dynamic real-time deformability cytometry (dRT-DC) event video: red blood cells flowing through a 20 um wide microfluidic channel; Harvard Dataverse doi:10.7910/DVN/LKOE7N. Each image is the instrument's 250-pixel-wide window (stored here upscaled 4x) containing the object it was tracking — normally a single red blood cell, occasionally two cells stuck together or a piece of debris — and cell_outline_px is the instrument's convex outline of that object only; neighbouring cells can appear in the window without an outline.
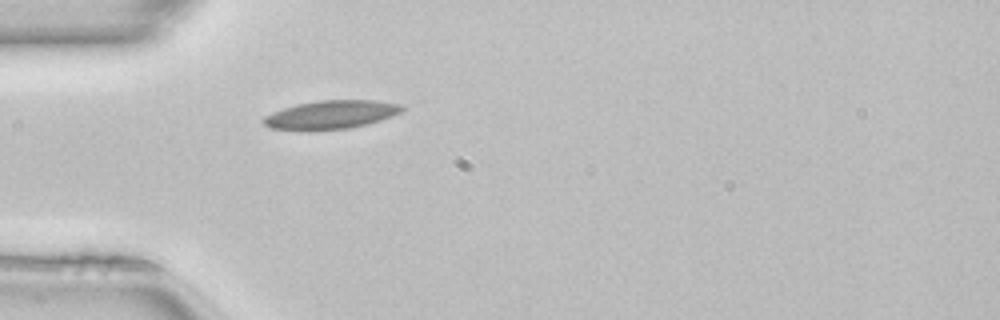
{"species": "common noctule bat (a hibernating species)", "species_latin": "Nyctalus noctula", "temperature_condition": "room temperature", "stored_images_in_passage": 36, "camera_frame_rate_fps": 3000, "um_per_image_px": 0.085, "animal": {"sex": "female", "body_mass_g": 22.7, "forearm_length_mm": 54.2}, "frame": {"image": 1, "passage_image": 1, "time_ms": 0.0, "image_size_px": [1000, 320], "cell_outline_px": [[404, 108], [400, 112], [392, 116], [368, 124], [348, 128], [312, 132], [268, 128], [260, 124], [260, 120], [264, 116], [272, 112], [296, 104], [320, 100], [376, 100], [404, 104]], "centroid_in_image_um": [28.07, 9.77], "position_along_channel_um": 56.9, "area_um2": 23.7}}
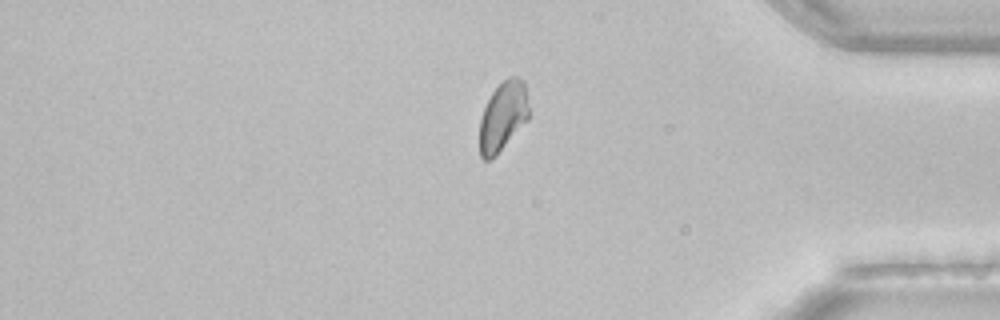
{"frame": {"image": 2, "passage_image": 28, "time_ms": 9.0, "image_size_px": [1000, 320], "cell_outline_px": [[528, 120], [496, 156], [488, 160], [484, 160], [480, 156], [480, 120], [484, 108], [492, 92], [508, 76], [516, 76], [524, 80], [528, 108]], "centroid_in_image_um": [42.75, 9.9], "position_along_channel_um": 392.4, "area_um2": 19.83}}
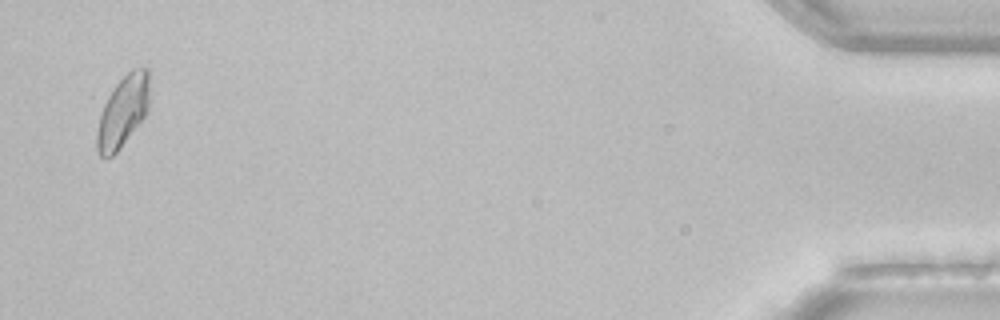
{"frame": {"image": 3, "passage_image": 35, "time_ms": 11.333, "image_size_px": [1000, 320], "cell_outline_px": [[148, 108], [144, 116], [120, 148], [112, 156], [104, 160], [100, 156], [96, 148], [96, 132], [100, 116], [104, 104], [108, 96], [116, 84], [132, 68], [148, 68]], "centroid_in_image_um": [10.41, 9.51], "position_along_channel_um": 424.8, "area_um2": 21.5}, "authors_computed_cell_mechanics": {"area_um2": 21.3282, "velocity_mm_per_s": 4.0884, "shape_relaxation_time_tau1_ms": 6.6904, "shape_relaxation_time_tau2_ms": 2.9945, "deformation_change_tau1": 0.1107, "deformation_change_tau2": 0.0572}}